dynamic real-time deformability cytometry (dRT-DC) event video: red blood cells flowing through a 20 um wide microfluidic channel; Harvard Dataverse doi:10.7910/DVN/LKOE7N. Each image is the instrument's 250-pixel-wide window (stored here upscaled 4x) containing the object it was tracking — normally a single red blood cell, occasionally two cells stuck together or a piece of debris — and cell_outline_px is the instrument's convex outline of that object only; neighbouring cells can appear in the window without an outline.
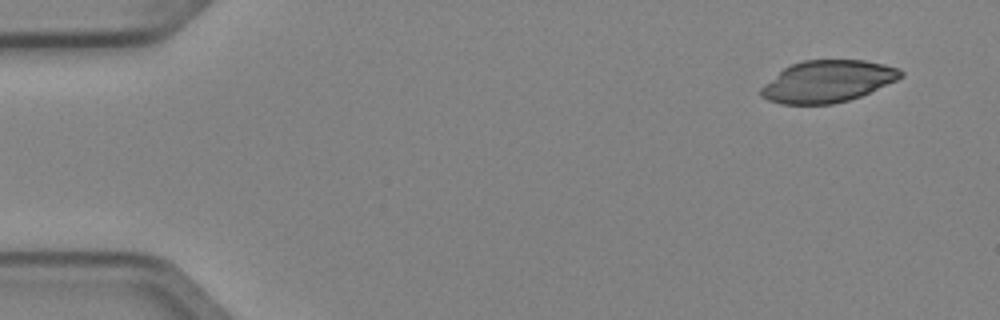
{"species": "Egyptian fruit bat (a non-hibernating species)", "species_latin": "Rousettus aegyptiacus", "temperature_condition": "cold", "stored_images_in_passage": 4, "camera_frame_rate_fps": 3000, "um_per_image_px": 0.085, "animal": {"sex": "female"}, "frame": {"image": 1, "passage_image": 1, "time_ms": 0.0, "image_size_px": [1000, 320], "cell_outline_px": [[904, 76], [896, 80], [860, 96], [848, 100], [832, 104], [780, 104], [768, 100], [760, 96], [760, 88], [764, 84], [784, 68], [792, 64], [804, 60], [864, 60], [884, 64], [900, 68], [904, 72]], "centroid_in_image_um": [70.35, 6.91], "position_along_channel_um": 14.7, "area_um2": 33.99}}